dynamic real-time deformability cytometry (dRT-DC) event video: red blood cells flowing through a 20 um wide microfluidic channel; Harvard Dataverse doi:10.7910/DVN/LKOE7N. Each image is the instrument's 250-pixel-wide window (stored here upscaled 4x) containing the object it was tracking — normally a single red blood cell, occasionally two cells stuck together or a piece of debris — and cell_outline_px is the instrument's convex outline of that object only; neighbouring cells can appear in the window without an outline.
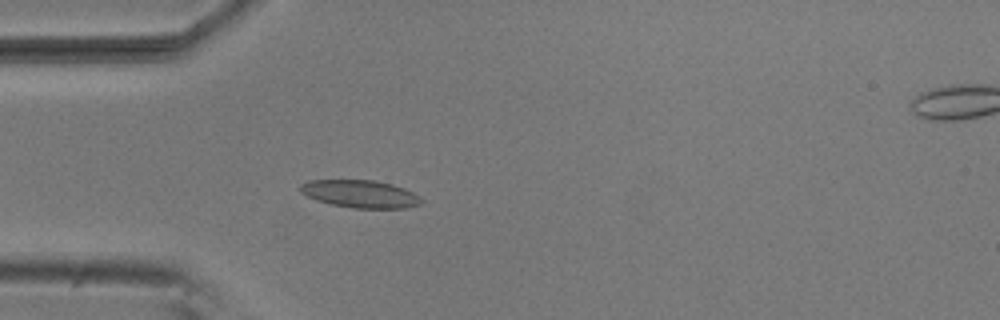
{"species": "common noctule bat (a hibernating species)", "species_latin": "Nyctalus noctula", "temperature_condition": "room temperature", "stored_images_in_passage": 6, "camera_frame_rate_fps": 3000, "um_per_image_px": 0.085, "animal": {"sex": "male", "body_mass_g": 20.5, "forearm_length_mm": 52.5}, "frame": {"image": 1, "passage_image": 5, "time_ms": 1.333, "image_size_px": [1000, 320], "cell_outline_px": [[424, 200], [420, 204], [404, 208], [352, 208], [332, 204], [316, 200], [300, 192], [300, 184], [308, 180], [376, 180], [392, 184], [404, 188], [420, 196]], "centroid_in_image_um": [30.63, 16.48], "position_along_channel_um": 54.4, "area_um2": 19.54}}